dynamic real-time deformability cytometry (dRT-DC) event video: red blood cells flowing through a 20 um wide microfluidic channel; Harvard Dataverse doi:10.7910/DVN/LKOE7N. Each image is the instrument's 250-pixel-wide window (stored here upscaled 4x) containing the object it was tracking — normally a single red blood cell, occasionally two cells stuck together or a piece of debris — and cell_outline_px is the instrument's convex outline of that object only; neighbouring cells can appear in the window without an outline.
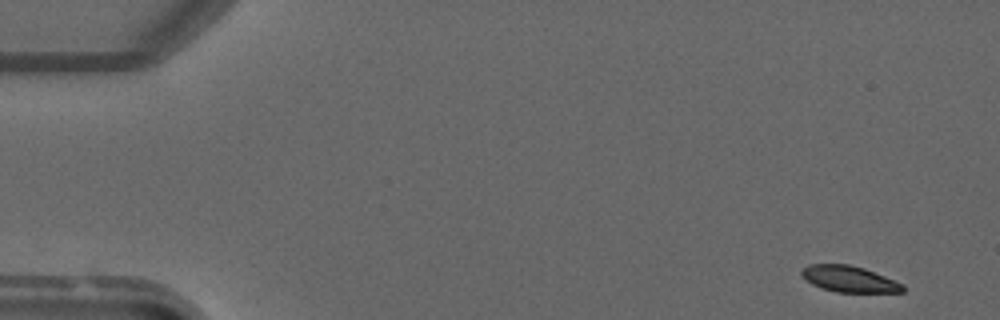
{"species": "common noctule bat (a hibernating species)", "species_latin": "Nyctalus noctula", "temperature_condition": "warm", "stored_images_in_passage": 4, "camera_frame_rate_fps": 3000, "um_per_image_px": 0.085, "animal": {"sex": "male", "forearm_length_mm": 52.5}, "frame": {"image": 1, "passage_image": 1, "time_ms": 0.0, "image_size_px": [1000, 320], "cell_outline_px": [[904, 292], [836, 292], [820, 288], [812, 284], [800, 272], [808, 264], [848, 264], [864, 268], [904, 284]], "centroid_in_image_um": [72.19, 23.72], "position_along_channel_um": 12.8, "area_um2": 15.32}}